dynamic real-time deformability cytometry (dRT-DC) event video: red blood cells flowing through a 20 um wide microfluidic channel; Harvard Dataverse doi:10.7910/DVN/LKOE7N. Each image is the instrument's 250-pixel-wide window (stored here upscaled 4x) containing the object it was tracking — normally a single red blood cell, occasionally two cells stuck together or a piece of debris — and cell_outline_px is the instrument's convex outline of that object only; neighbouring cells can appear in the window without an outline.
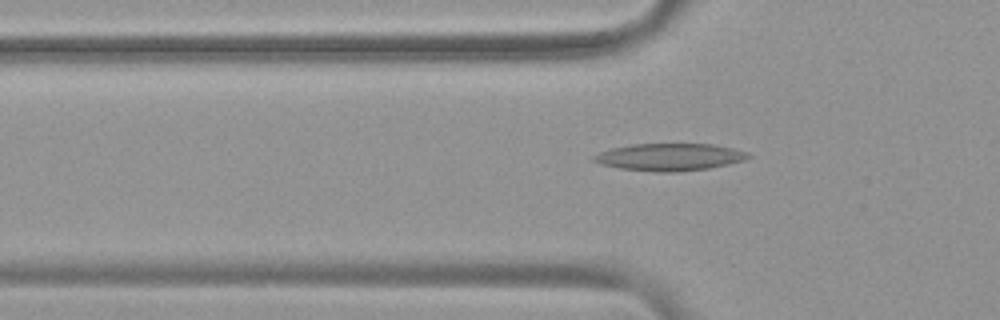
{"species": "common noctule bat (a hibernating species)", "species_latin": "Nyctalus noctula", "temperature_condition": "warm", "stored_images_in_passage": 48, "segment_of_instrument_passage": [1, 2], "camera_frame_rate_fps": 3000, "um_per_image_px": 0.085, "animal": {"sex": "female", "body_mass_g": 19.9}, "frame": {"image": 1, "passage_image": 13, "time_ms": 4.0, "image_size_px": [1000, 320], "cell_outline_px": [[752, 156], [744, 160], [728, 164], [708, 168], [676, 172], [656, 172], [620, 168], [600, 164], [592, 160], [592, 156], [600, 152], [612, 148], [632, 144], [712, 144], [732, 148], [748, 152]], "centroid_in_image_um": [56.91, 13.35], "position_along_channel_um": 68.9, "area_um2": 24.45}}
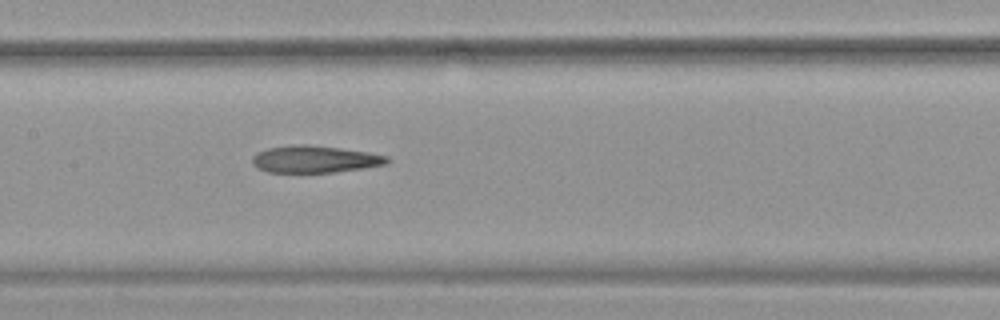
{"frame": {"image": 2, "passage_image": 22, "time_ms": 7.0, "image_size_px": [1000, 320], "cell_outline_px": [[392, 160], [388, 164], [364, 168], [336, 172], [268, 172], [256, 168], [252, 164], [252, 156], [256, 152], [268, 148], [296, 144], [308, 144], [340, 148], [368, 152], [388, 156]], "centroid_in_image_um": [26.77, 13.53], "position_along_channel_um": 180.6, "area_um2": 21.5}}
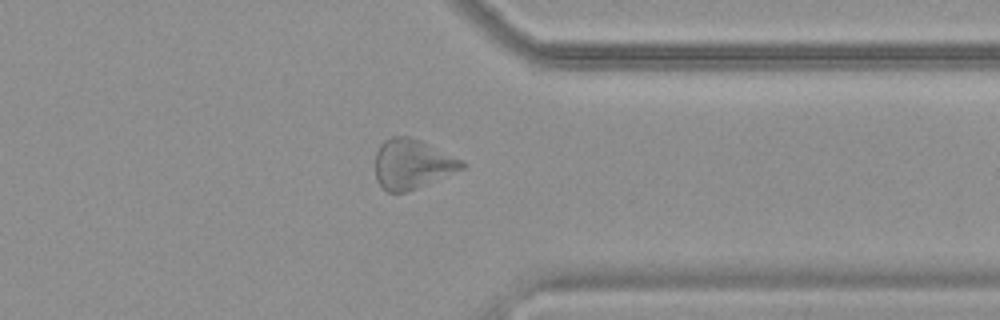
{"frame": {"image": 3, "passage_image": 38, "time_ms": 12.333, "image_size_px": [1000, 320], "cell_outline_px": [[468, 164], [464, 168], [408, 192], [388, 192], [376, 180], [376, 152], [380, 144], [384, 140], [392, 136], [412, 136]], "centroid_in_image_um": [35.0, 13.94], "position_along_channel_um": 376.4, "area_um2": 24.8}}